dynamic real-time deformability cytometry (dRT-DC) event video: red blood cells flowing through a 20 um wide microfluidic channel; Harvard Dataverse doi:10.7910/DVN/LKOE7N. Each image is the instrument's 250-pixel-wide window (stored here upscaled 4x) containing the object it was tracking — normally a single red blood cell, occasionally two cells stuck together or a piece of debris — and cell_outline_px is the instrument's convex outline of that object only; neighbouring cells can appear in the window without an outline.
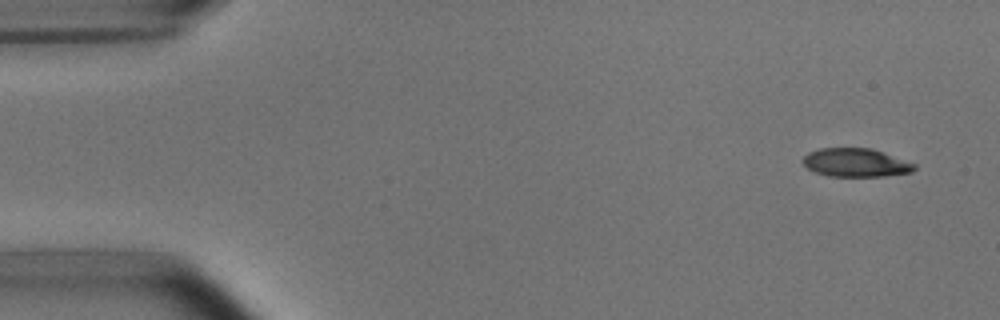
{"species": "common noctule bat (a hibernating species)", "species_latin": "Nyctalus noctula", "temperature_condition": "room temperature", "stored_images_in_passage": 3, "camera_frame_rate_fps": 3000, "um_per_image_px": 0.085, "animal": {"sex": "male", "body_mass_g": 15.6}, "frame": {"image": 1, "passage_image": 1, "time_ms": 0.0, "image_size_px": [1000, 320], "cell_outline_px": [[916, 168], [912, 172], [884, 176], [828, 176], [816, 172], [808, 168], [804, 164], [804, 156], [808, 152], [820, 148], [872, 148], [916, 164]], "centroid_in_image_um": [72.75, 13.82], "position_along_channel_um": 12.2, "area_um2": 18.38}}